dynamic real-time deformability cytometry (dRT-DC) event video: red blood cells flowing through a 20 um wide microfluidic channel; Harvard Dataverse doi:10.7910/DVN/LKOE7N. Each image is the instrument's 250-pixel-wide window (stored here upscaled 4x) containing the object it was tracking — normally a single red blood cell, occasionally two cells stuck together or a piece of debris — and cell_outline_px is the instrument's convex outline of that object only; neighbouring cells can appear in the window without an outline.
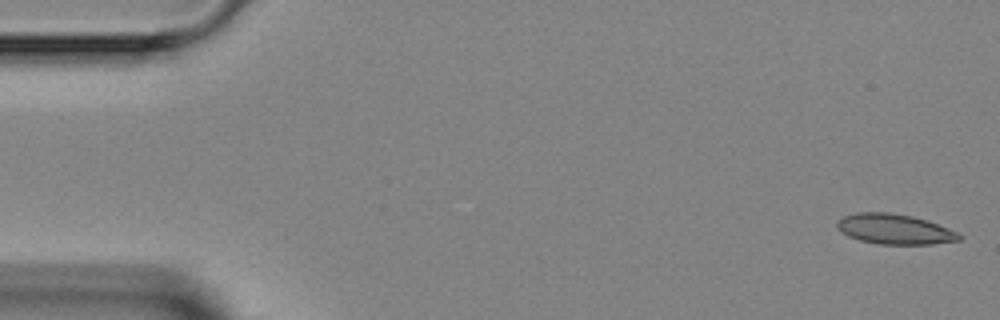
{"species": "Egyptian fruit bat (a non-hibernating species)", "species_latin": "Rousettus aegyptiacus", "temperature_condition": "room temperature", "stored_images_in_passage": 5, "camera_frame_rate_fps": 3000, "um_per_image_px": 0.085, "animal": {"sex": "female"}, "frame": {"image": 1, "passage_image": 1, "time_ms": 0.0, "image_size_px": [1000, 320], "cell_outline_px": [[964, 236], [960, 240], [932, 244], [880, 244], [860, 240], [848, 236], [840, 232], [836, 228], [836, 220], [844, 216], [856, 212], [888, 212], [912, 216], [928, 220], [960, 232]], "centroid_in_image_um": [76.05, 19.47], "position_along_channel_um": 8.9, "area_um2": 21.79}}
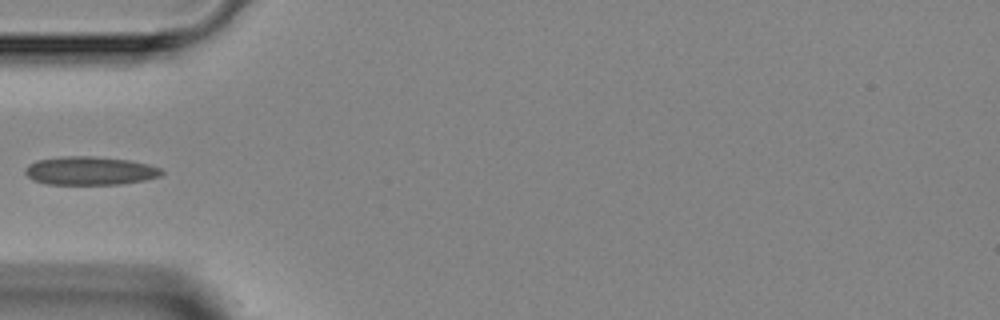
{"frame": {"image": 2, "passage_image": 4, "time_ms": 4.667, "image_size_px": [1000, 320], "cell_outline_px": [[164, 172], [160, 176], [144, 180], [120, 184], [44, 184], [32, 180], [24, 172], [24, 168], [28, 164], [36, 160], [64, 156], [92, 156], [132, 160], [148, 164], [160, 168]], "centroid_in_image_um": [7.62, 14.51], "position_along_channel_um": 77.4, "area_um2": 22.77}}
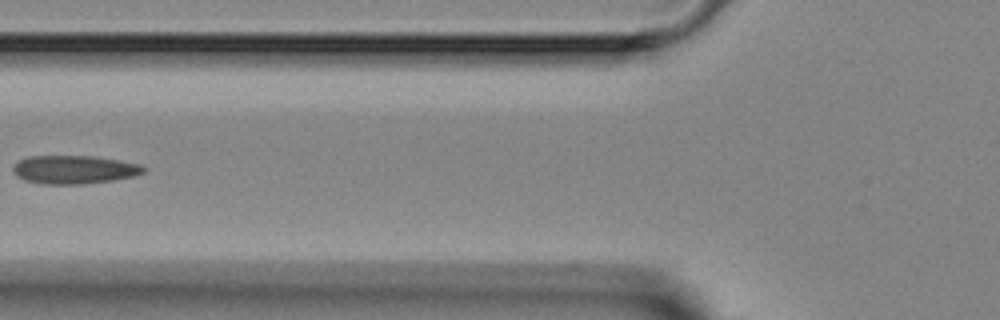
{"frame": {"image": 3, "passage_image": 5, "time_ms": 5.667, "image_size_px": [1000, 320], "cell_outline_px": [[148, 168], [144, 172], [132, 176], [112, 180], [80, 184], [40, 184], [24, 180], [16, 176], [12, 172], [12, 168], [20, 160], [28, 156], [92, 156], [140, 164]], "centroid_in_image_um": [6.27, 14.42], "position_along_channel_um": 119.5, "area_um2": 21.5}}